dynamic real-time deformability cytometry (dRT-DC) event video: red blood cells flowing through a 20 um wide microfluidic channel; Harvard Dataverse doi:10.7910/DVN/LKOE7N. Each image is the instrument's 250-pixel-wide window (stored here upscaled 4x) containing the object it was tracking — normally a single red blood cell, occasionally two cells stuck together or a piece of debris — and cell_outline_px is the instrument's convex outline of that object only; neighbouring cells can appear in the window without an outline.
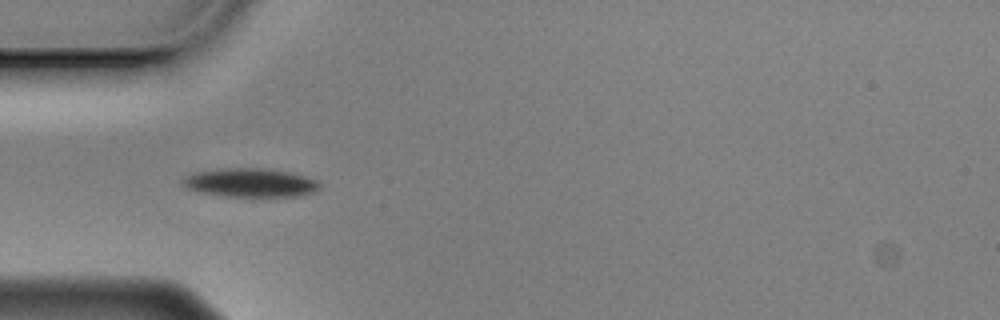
{"species": "Egyptian fruit bat (a non-hibernating species)", "species_latin": "Rousettus aegyptiacus", "temperature_condition": "cold", "stored_images_in_passage": 41, "camera_frame_rate_fps": 3000, "um_per_image_px": 0.085, "animal": {"sex": "male"}, "frame": {"image": 1, "passage_image": 1, "time_ms": 0.0, "image_size_px": [1000, 320], "cell_outline_px": [[320, 188], [312, 192], [296, 196], [224, 196], [204, 192], [188, 188], [180, 184], [180, 180], [184, 176], [192, 172], [216, 168], [268, 168], [292, 172], [316, 180], [320, 184]], "centroid_in_image_um": [21.23, 15.5], "position_along_channel_um": 63.8, "area_um2": 23.06}}
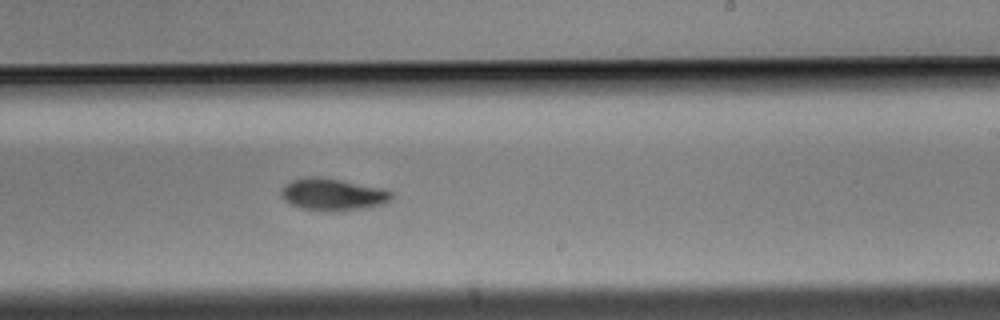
{"frame": {"image": 2, "passage_image": 18, "time_ms": 5.667, "image_size_px": [1000, 320], "cell_outline_px": [[392, 196], [388, 200], [380, 204], [364, 208], [300, 208], [284, 200], [280, 196], [280, 188], [284, 184], [292, 180], [308, 176], [312, 176], [340, 180], [376, 188], [392, 192]], "centroid_in_image_um": [28.16, 16.48], "position_along_channel_um": 260.8, "area_um2": 19.31}}
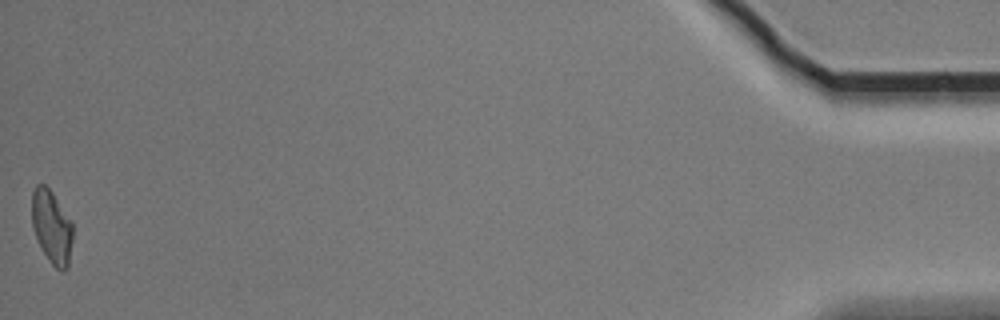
{"frame": {"image": 3, "passage_image": 41, "time_ms": 13.333, "image_size_px": [1000, 320], "cell_outline_px": [[72, 240], [68, 268], [64, 272], [56, 268], [52, 264], [40, 248], [32, 224], [32, 192], [36, 184], [44, 184], [52, 192], [72, 220]], "centroid_in_image_um": [4.4, 19.29], "position_along_channel_um": 430.8, "area_um2": 17.57}, "authors_computed_cell_mechanics": {"area_um2": 19.5364, "velocity_mm_per_s": 3.4861, "shape_relaxation_time_tau1_ms": 2.1263, "shape_relaxation_time_tau2_ms": null, "deformation_change_tau1": 0.0998, "deformation_change_tau2": null}}